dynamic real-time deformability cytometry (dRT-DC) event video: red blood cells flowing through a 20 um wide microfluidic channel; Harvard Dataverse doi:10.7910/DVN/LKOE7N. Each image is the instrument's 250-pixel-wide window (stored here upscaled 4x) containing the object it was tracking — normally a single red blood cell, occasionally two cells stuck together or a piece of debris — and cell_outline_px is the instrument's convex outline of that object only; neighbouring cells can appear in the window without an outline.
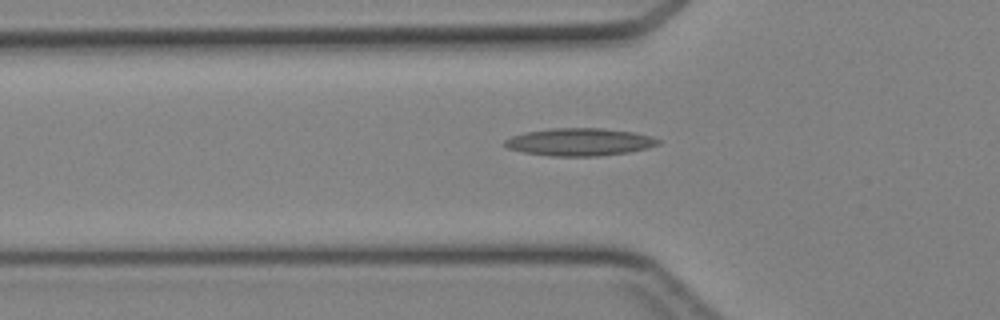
{"species": "Egyptian fruit bat (a non-hibernating species)", "species_latin": "Rousettus aegyptiacus", "temperature_condition": "cold", "stored_images_in_passage": 28, "camera_frame_rate_fps": 3000, "um_per_image_px": 0.085, "animal": {"sex": "female"}, "frame": {"image": 1, "passage_image": 3, "time_ms": 0.667, "image_size_px": [1000, 320], "cell_outline_px": [[660, 144], [648, 148], [628, 152], [600, 156], [552, 156], [524, 152], [508, 148], [504, 144], [504, 140], [512, 136], [524, 132], [552, 128], [604, 128], [632, 132], [652, 136], [660, 140]], "centroid_in_image_um": [49.28, 12.06], "position_along_channel_um": 76.5, "area_um2": 24.68}}
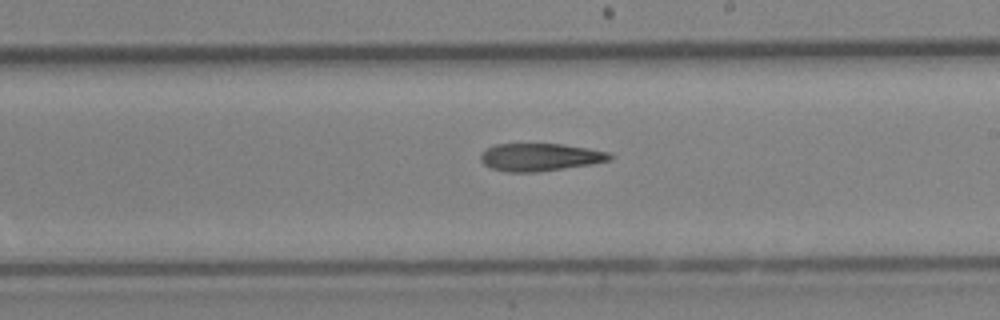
{"frame": {"image": 2, "passage_image": 14, "time_ms": 4.333, "image_size_px": [1000, 320], "cell_outline_px": [[616, 156], [612, 160], [592, 164], [540, 172], [508, 172], [492, 168], [484, 164], [480, 160], [480, 152], [496, 144], [564, 144], [588, 148], [608, 152]], "centroid_in_image_um": [45.94, 13.36], "position_along_channel_um": 243.1, "area_um2": 21.04}}
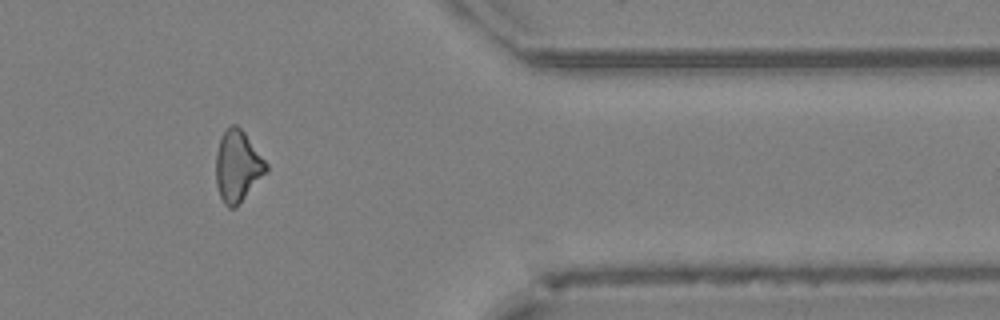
{"frame": {"image": 3, "passage_image": 25, "time_ms": 8.0, "image_size_px": [1000, 320], "cell_outline_px": [[268, 168], [236, 208], [228, 208], [224, 204], [220, 196], [216, 184], [216, 152], [220, 136], [232, 124], [236, 124], [244, 132], [268, 164]], "centroid_in_image_um": [20.16, 14.13], "position_along_channel_um": 391.2, "area_um2": 20.63}}